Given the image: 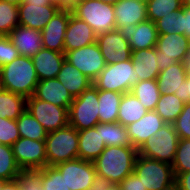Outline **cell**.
Segmentation results:
<instances>
[{"mask_svg":"<svg viewBox=\"0 0 190 190\" xmlns=\"http://www.w3.org/2000/svg\"><path fill=\"white\" fill-rule=\"evenodd\" d=\"M96 38L90 25L71 14L65 33L64 53L95 43Z\"/></svg>","mask_w":190,"mask_h":190,"instance_id":"19","label":"cell"},{"mask_svg":"<svg viewBox=\"0 0 190 190\" xmlns=\"http://www.w3.org/2000/svg\"><path fill=\"white\" fill-rule=\"evenodd\" d=\"M172 168L174 173L190 171V139H179Z\"/></svg>","mask_w":190,"mask_h":190,"instance_id":"39","label":"cell"},{"mask_svg":"<svg viewBox=\"0 0 190 190\" xmlns=\"http://www.w3.org/2000/svg\"><path fill=\"white\" fill-rule=\"evenodd\" d=\"M71 190H87L99 184L96 168L92 161L74 159L55 165Z\"/></svg>","mask_w":190,"mask_h":190,"instance_id":"10","label":"cell"},{"mask_svg":"<svg viewBox=\"0 0 190 190\" xmlns=\"http://www.w3.org/2000/svg\"><path fill=\"white\" fill-rule=\"evenodd\" d=\"M2 1H5L9 4H13L15 6H19L23 2V0H2Z\"/></svg>","mask_w":190,"mask_h":190,"instance_id":"53","label":"cell"},{"mask_svg":"<svg viewBox=\"0 0 190 190\" xmlns=\"http://www.w3.org/2000/svg\"><path fill=\"white\" fill-rule=\"evenodd\" d=\"M78 130L68 125L62 129L47 133V166L78 159Z\"/></svg>","mask_w":190,"mask_h":190,"instance_id":"3","label":"cell"},{"mask_svg":"<svg viewBox=\"0 0 190 190\" xmlns=\"http://www.w3.org/2000/svg\"><path fill=\"white\" fill-rule=\"evenodd\" d=\"M71 10H59L41 31L43 48L64 53V39Z\"/></svg>","mask_w":190,"mask_h":190,"instance_id":"15","label":"cell"},{"mask_svg":"<svg viewBox=\"0 0 190 190\" xmlns=\"http://www.w3.org/2000/svg\"><path fill=\"white\" fill-rule=\"evenodd\" d=\"M166 190H179V188L176 184H174L171 187L167 188Z\"/></svg>","mask_w":190,"mask_h":190,"instance_id":"59","label":"cell"},{"mask_svg":"<svg viewBox=\"0 0 190 190\" xmlns=\"http://www.w3.org/2000/svg\"><path fill=\"white\" fill-rule=\"evenodd\" d=\"M147 19L156 22L170 12L183 8V0H147Z\"/></svg>","mask_w":190,"mask_h":190,"instance_id":"35","label":"cell"},{"mask_svg":"<svg viewBox=\"0 0 190 190\" xmlns=\"http://www.w3.org/2000/svg\"><path fill=\"white\" fill-rule=\"evenodd\" d=\"M26 109V98L0 88V117L16 120Z\"/></svg>","mask_w":190,"mask_h":190,"instance_id":"30","label":"cell"},{"mask_svg":"<svg viewBox=\"0 0 190 190\" xmlns=\"http://www.w3.org/2000/svg\"><path fill=\"white\" fill-rule=\"evenodd\" d=\"M179 136L173 124H165L138 149V155L160 162L173 163Z\"/></svg>","mask_w":190,"mask_h":190,"instance_id":"8","label":"cell"},{"mask_svg":"<svg viewBox=\"0 0 190 190\" xmlns=\"http://www.w3.org/2000/svg\"><path fill=\"white\" fill-rule=\"evenodd\" d=\"M26 4H52L51 0H23Z\"/></svg>","mask_w":190,"mask_h":190,"instance_id":"51","label":"cell"},{"mask_svg":"<svg viewBox=\"0 0 190 190\" xmlns=\"http://www.w3.org/2000/svg\"><path fill=\"white\" fill-rule=\"evenodd\" d=\"M60 9L54 4H26L18 6L19 25L42 31Z\"/></svg>","mask_w":190,"mask_h":190,"instance_id":"17","label":"cell"},{"mask_svg":"<svg viewBox=\"0 0 190 190\" xmlns=\"http://www.w3.org/2000/svg\"><path fill=\"white\" fill-rule=\"evenodd\" d=\"M186 66H187L188 72L190 73V53H189V55L187 56Z\"/></svg>","mask_w":190,"mask_h":190,"instance_id":"55","label":"cell"},{"mask_svg":"<svg viewBox=\"0 0 190 190\" xmlns=\"http://www.w3.org/2000/svg\"><path fill=\"white\" fill-rule=\"evenodd\" d=\"M183 6L190 8V0H183Z\"/></svg>","mask_w":190,"mask_h":190,"instance_id":"57","label":"cell"},{"mask_svg":"<svg viewBox=\"0 0 190 190\" xmlns=\"http://www.w3.org/2000/svg\"><path fill=\"white\" fill-rule=\"evenodd\" d=\"M19 138L16 120L0 117V144L12 146Z\"/></svg>","mask_w":190,"mask_h":190,"instance_id":"40","label":"cell"},{"mask_svg":"<svg viewBox=\"0 0 190 190\" xmlns=\"http://www.w3.org/2000/svg\"><path fill=\"white\" fill-rule=\"evenodd\" d=\"M119 30L128 39L132 51L154 48L156 45L158 32L156 24L151 20L147 19L136 26H123Z\"/></svg>","mask_w":190,"mask_h":190,"instance_id":"16","label":"cell"},{"mask_svg":"<svg viewBox=\"0 0 190 190\" xmlns=\"http://www.w3.org/2000/svg\"><path fill=\"white\" fill-rule=\"evenodd\" d=\"M165 124L155 110H149L140 120L126 126L132 146L139 149L145 141Z\"/></svg>","mask_w":190,"mask_h":190,"instance_id":"18","label":"cell"},{"mask_svg":"<svg viewBox=\"0 0 190 190\" xmlns=\"http://www.w3.org/2000/svg\"><path fill=\"white\" fill-rule=\"evenodd\" d=\"M65 60L76 67L92 82L106 66L104 57L96 42L85 47L66 52Z\"/></svg>","mask_w":190,"mask_h":190,"instance_id":"13","label":"cell"},{"mask_svg":"<svg viewBox=\"0 0 190 190\" xmlns=\"http://www.w3.org/2000/svg\"><path fill=\"white\" fill-rule=\"evenodd\" d=\"M184 104L175 94H162L157 102L155 111L166 124H173L182 112Z\"/></svg>","mask_w":190,"mask_h":190,"instance_id":"33","label":"cell"},{"mask_svg":"<svg viewBox=\"0 0 190 190\" xmlns=\"http://www.w3.org/2000/svg\"><path fill=\"white\" fill-rule=\"evenodd\" d=\"M188 69L186 63L177 62L166 70L159 72L157 82L160 94H174L186 79Z\"/></svg>","mask_w":190,"mask_h":190,"instance_id":"27","label":"cell"},{"mask_svg":"<svg viewBox=\"0 0 190 190\" xmlns=\"http://www.w3.org/2000/svg\"><path fill=\"white\" fill-rule=\"evenodd\" d=\"M138 149L133 146H108L93 161L101 184H120L133 173Z\"/></svg>","mask_w":190,"mask_h":190,"instance_id":"1","label":"cell"},{"mask_svg":"<svg viewBox=\"0 0 190 190\" xmlns=\"http://www.w3.org/2000/svg\"><path fill=\"white\" fill-rule=\"evenodd\" d=\"M87 190H102V184L99 183L98 185L94 186L93 188L87 189Z\"/></svg>","mask_w":190,"mask_h":190,"instance_id":"56","label":"cell"},{"mask_svg":"<svg viewBox=\"0 0 190 190\" xmlns=\"http://www.w3.org/2000/svg\"><path fill=\"white\" fill-rule=\"evenodd\" d=\"M155 48L161 72L177 62L186 63L190 53V40L179 33L158 34Z\"/></svg>","mask_w":190,"mask_h":190,"instance_id":"9","label":"cell"},{"mask_svg":"<svg viewBox=\"0 0 190 190\" xmlns=\"http://www.w3.org/2000/svg\"><path fill=\"white\" fill-rule=\"evenodd\" d=\"M78 136L79 159L93 162L106 147L101 136V123L95 127L78 131Z\"/></svg>","mask_w":190,"mask_h":190,"instance_id":"24","label":"cell"},{"mask_svg":"<svg viewBox=\"0 0 190 190\" xmlns=\"http://www.w3.org/2000/svg\"><path fill=\"white\" fill-rule=\"evenodd\" d=\"M119 185L122 190H143L141 180L134 173L127 176Z\"/></svg>","mask_w":190,"mask_h":190,"instance_id":"46","label":"cell"},{"mask_svg":"<svg viewBox=\"0 0 190 190\" xmlns=\"http://www.w3.org/2000/svg\"><path fill=\"white\" fill-rule=\"evenodd\" d=\"M56 78L70 92L73 98L78 97L92 85V81L67 60L62 63Z\"/></svg>","mask_w":190,"mask_h":190,"instance_id":"26","label":"cell"},{"mask_svg":"<svg viewBox=\"0 0 190 190\" xmlns=\"http://www.w3.org/2000/svg\"><path fill=\"white\" fill-rule=\"evenodd\" d=\"M101 136L106 147L108 146H132L127 128L118 122L101 123Z\"/></svg>","mask_w":190,"mask_h":190,"instance_id":"34","label":"cell"},{"mask_svg":"<svg viewBox=\"0 0 190 190\" xmlns=\"http://www.w3.org/2000/svg\"><path fill=\"white\" fill-rule=\"evenodd\" d=\"M41 184L43 190H71L55 166H46L41 169Z\"/></svg>","mask_w":190,"mask_h":190,"instance_id":"38","label":"cell"},{"mask_svg":"<svg viewBox=\"0 0 190 190\" xmlns=\"http://www.w3.org/2000/svg\"><path fill=\"white\" fill-rule=\"evenodd\" d=\"M182 102L190 103V73L188 72L186 79L181 83L179 90L174 93Z\"/></svg>","mask_w":190,"mask_h":190,"instance_id":"47","label":"cell"},{"mask_svg":"<svg viewBox=\"0 0 190 190\" xmlns=\"http://www.w3.org/2000/svg\"><path fill=\"white\" fill-rule=\"evenodd\" d=\"M133 69L137 72L138 81L157 79L159 61L156 48L132 51Z\"/></svg>","mask_w":190,"mask_h":190,"instance_id":"25","label":"cell"},{"mask_svg":"<svg viewBox=\"0 0 190 190\" xmlns=\"http://www.w3.org/2000/svg\"><path fill=\"white\" fill-rule=\"evenodd\" d=\"M26 109L47 132L59 130L69 125L68 109L65 107L31 96L26 98Z\"/></svg>","mask_w":190,"mask_h":190,"instance_id":"11","label":"cell"},{"mask_svg":"<svg viewBox=\"0 0 190 190\" xmlns=\"http://www.w3.org/2000/svg\"><path fill=\"white\" fill-rule=\"evenodd\" d=\"M138 1H141V2H144V3H146V2H147V0H138Z\"/></svg>","mask_w":190,"mask_h":190,"instance_id":"60","label":"cell"},{"mask_svg":"<svg viewBox=\"0 0 190 190\" xmlns=\"http://www.w3.org/2000/svg\"><path fill=\"white\" fill-rule=\"evenodd\" d=\"M147 110L131 92L124 93L118 111V123L128 126L141 119Z\"/></svg>","mask_w":190,"mask_h":190,"instance_id":"29","label":"cell"},{"mask_svg":"<svg viewBox=\"0 0 190 190\" xmlns=\"http://www.w3.org/2000/svg\"><path fill=\"white\" fill-rule=\"evenodd\" d=\"M78 0H51L60 10H72Z\"/></svg>","mask_w":190,"mask_h":190,"instance_id":"49","label":"cell"},{"mask_svg":"<svg viewBox=\"0 0 190 190\" xmlns=\"http://www.w3.org/2000/svg\"><path fill=\"white\" fill-rule=\"evenodd\" d=\"M18 25V6L0 0V36H8Z\"/></svg>","mask_w":190,"mask_h":190,"instance_id":"37","label":"cell"},{"mask_svg":"<svg viewBox=\"0 0 190 190\" xmlns=\"http://www.w3.org/2000/svg\"><path fill=\"white\" fill-rule=\"evenodd\" d=\"M101 2H104V3H107V4H110V5H114L116 4L119 0H99Z\"/></svg>","mask_w":190,"mask_h":190,"instance_id":"54","label":"cell"},{"mask_svg":"<svg viewBox=\"0 0 190 190\" xmlns=\"http://www.w3.org/2000/svg\"><path fill=\"white\" fill-rule=\"evenodd\" d=\"M98 106V89L92 84L71 103L69 125L78 131L95 127L100 123Z\"/></svg>","mask_w":190,"mask_h":190,"instance_id":"7","label":"cell"},{"mask_svg":"<svg viewBox=\"0 0 190 190\" xmlns=\"http://www.w3.org/2000/svg\"><path fill=\"white\" fill-rule=\"evenodd\" d=\"M102 190H122L119 184H102Z\"/></svg>","mask_w":190,"mask_h":190,"instance_id":"52","label":"cell"},{"mask_svg":"<svg viewBox=\"0 0 190 190\" xmlns=\"http://www.w3.org/2000/svg\"><path fill=\"white\" fill-rule=\"evenodd\" d=\"M174 174L176 177L175 184L178 186L179 190H190V171Z\"/></svg>","mask_w":190,"mask_h":190,"instance_id":"48","label":"cell"},{"mask_svg":"<svg viewBox=\"0 0 190 190\" xmlns=\"http://www.w3.org/2000/svg\"><path fill=\"white\" fill-rule=\"evenodd\" d=\"M16 123L21 138L45 141L48 132L27 109L16 119Z\"/></svg>","mask_w":190,"mask_h":190,"instance_id":"32","label":"cell"},{"mask_svg":"<svg viewBox=\"0 0 190 190\" xmlns=\"http://www.w3.org/2000/svg\"><path fill=\"white\" fill-rule=\"evenodd\" d=\"M72 14L85 21L96 35L116 29L114 6L99 0H78Z\"/></svg>","mask_w":190,"mask_h":190,"instance_id":"5","label":"cell"},{"mask_svg":"<svg viewBox=\"0 0 190 190\" xmlns=\"http://www.w3.org/2000/svg\"><path fill=\"white\" fill-rule=\"evenodd\" d=\"M137 82V72L133 69V60L130 58L125 61L106 64L92 84L99 90L124 94L130 92Z\"/></svg>","mask_w":190,"mask_h":190,"instance_id":"6","label":"cell"},{"mask_svg":"<svg viewBox=\"0 0 190 190\" xmlns=\"http://www.w3.org/2000/svg\"><path fill=\"white\" fill-rule=\"evenodd\" d=\"M21 168L16 163L12 147L0 144V178L13 180L18 178Z\"/></svg>","mask_w":190,"mask_h":190,"instance_id":"36","label":"cell"},{"mask_svg":"<svg viewBox=\"0 0 190 190\" xmlns=\"http://www.w3.org/2000/svg\"><path fill=\"white\" fill-rule=\"evenodd\" d=\"M114 6L116 29L123 26H136L147 20L146 3L138 0H119Z\"/></svg>","mask_w":190,"mask_h":190,"instance_id":"21","label":"cell"},{"mask_svg":"<svg viewBox=\"0 0 190 190\" xmlns=\"http://www.w3.org/2000/svg\"><path fill=\"white\" fill-rule=\"evenodd\" d=\"M33 96L68 110L74 100L70 92L57 78L39 81Z\"/></svg>","mask_w":190,"mask_h":190,"instance_id":"20","label":"cell"},{"mask_svg":"<svg viewBox=\"0 0 190 190\" xmlns=\"http://www.w3.org/2000/svg\"><path fill=\"white\" fill-rule=\"evenodd\" d=\"M133 173L141 180L143 190H166L175 184L171 164L138 155Z\"/></svg>","mask_w":190,"mask_h":190,"instance_id":"4","label":"cell"},{"mask_svg":"<svg viewBox=\"0 0 190 190\" xmlns=\"http://www.w3.org/2000/svg\"><path fill=\"white\" fill-rule=\"evenodd\" d=\"M11 147L21 170H39L47 166L45 141L20 137Z\"/></svg>","mask_w":190,"mask_h":190,"instance_id":"12","label":"cell"},{"mask_svg":"<svg viewBox=\"0 0 190 190\" xmlns=\"http://www.w3.org/2000/svg\"><path fill=\"white\" fill-rule=\"evenodd\" d=\"M18 56L19 52L10 38L8 36H0V68L12 62Z\"/></svg>","mask_w":190,"mask_h":190,"instance_id":"44","label":"cell"},{"mask_svg":"<svg viewBox=\"0 0 190 190\" xmlns=\"http://www.w3.org/2000/svg\"><path fill=\"white\" fill-rule=\"evenodd\" d=\"M31 59L39 81L54 79L65 60V53L42 48Z\"/></svg>","mask_w":190,"mask_h":190,"instance_id":"23","label":"cell"},{"mask_svg":"<svg viewBox=\"0 0 190 190\" xmlns=\"http://www.w3.org/2000/svg\"><path fill=\"white\" fill-rule=\"evenodd\" d=\"M179 34L185 35L190 40V8L179 10Z\"/></svg>","mask_w":190,"mask_h":190,"instance_id":"45","label":"cell"},{"mask_svg":"<svg viewBox=\"0 0 190 190\" xmlns=\"http://www.w3.org/2000/svg\"><path fill=\"white\" fill-rule=\"evenodd\" d=\"M2 190H20V186H19V183H18V178L16 179H13V180H8Z\"/></svg>","mask_w":190,"mask_h":190,"instance_id":"50","label":"cell"},{"mask_svg":"<svg viewBox=\"0 0 190 190\" xmlns=\"http://www.w3.org/2000/svg\"><path fill=\"white\" fill-rule=\"evenodd\" d=\"M158 34L179 33V10L155 22Z\"/></svg>","mask_w":190,"mask_h":190,"instance_id":"42","label":"cell"},{"mask_svg":"<svg viewBox=\"0 0 190 190\" xmlns=\"http://www.w3.org/2000/svg\"><path fill=\"white\" fill-rule=\"evenodd\" d=\"M179 139H190V103L184 104L183 110L173 123Z\"/></svg>","mask_w":190,"mask_h":190,"instance_id":"43","label":"cell"},{"mask_svg":"<svg viewBox=\"0 0 190 190\" xmlns=\"http://www.w3.org/2000/svg\"><path fill=\"white\" fill-rule=\"evenodd\" d=\"M8 37L22 56L32 57L43 48L41 31L36 29L18 25Z\"/></svg>","mask_w":190,"mask_h":190,"instance_id":"22","label":"cell"},{"mask_svg":"<svg viewBox=\"0 0 190 190\" xmlns=\"http://www.w3.org/2000/svg\"><path fill=\"white\" fill-rule=\"evenodd\" d=\"M96 43L106 64L125 61L132 56L128 39L118 29L97 35Z\"/></svg>","mask_w":190,"mask_h":190,"instance_id":"14","label":"cell"},{"mask_svg":"<svg viewBox=\"0 0 190 190\" xmlns=\"http://www.w3.org/2000/svg\"><path fill=\"white\" fill-rule=\"evenodd\" d=\"M7 182V180L1 179L0 178V190H2L4 184Z\"/></svg>","mask_w":190,"mask_h":190,"instance_id":"58","label":"cell"},{"mask_svg":"<svg viewBox=\"0 0 190 190\" xmlns=\"http://www.w3.org/2000/svg\"><path fill=\"white\" fill-rule=\"evenodd\" d=\"M130 92L147 110H155L161 96L157 79L138 81Z\"/></svg>","mask_w":190,"mask_h":190,"instance_id":"31","label":"cell"},{"mask_svg":"<svg viewBox=\"0 0 190 190\" xmlns=\"http://www.w3.org/2000/svg\"><path fill=\"white\" fill-rule=\"evenodd\" d=\"M20 190H43L41 184V169L21 170L18 176Z\"/></svg>","mask_w":190,"mask_h":190,"instance_id":"41","label":"cell"},{"mask_svg":"<svg viewBox=\"0 0 190 190\" xmlns=\"http://www.w3.org/2000/svg\"><path fill=\"white\" fill-rule=\"evenodd\" d=\"M38 82L31 57L19 55L0 68V88L25 98L33 96Z\"/></svg>","mask_w":190,"mask_h":190,"instance_id":"2","label":"cell"},{"mask_svg":"<svg viewBox=\"0 0 190 190\" xmlns=\"http://www.w3.org/2000/svg\"><path fill=\"white\" fill-rule=\"evenodd\" d=\"M123 94L98 89V109L100 123L118 122L119 105Z\"/></svg>","mask_w":190,"mask_h":190,"instance_id":"28","label":"cell"}]
</instances>
